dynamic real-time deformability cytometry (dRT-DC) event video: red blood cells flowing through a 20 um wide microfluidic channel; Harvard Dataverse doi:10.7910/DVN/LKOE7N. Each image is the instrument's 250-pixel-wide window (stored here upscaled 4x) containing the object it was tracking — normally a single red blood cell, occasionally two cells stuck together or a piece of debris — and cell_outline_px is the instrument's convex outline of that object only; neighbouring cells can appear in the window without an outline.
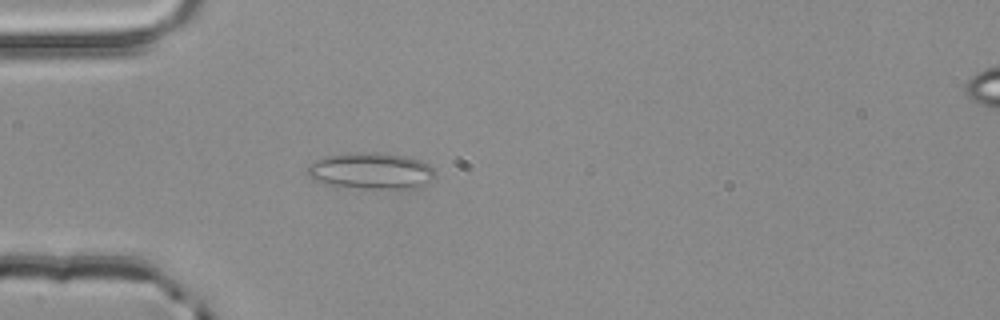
{"species": "common noctule bat (a hibernating species)", "species_latin": "Nyctalus noctula", "temperature_condition": "room temperature", "stored_images_in_passage": 2, "camera_frame_rate_fps": 3000, "um_per_image_px": 0.085, "animal": {"sex": "male", "body_mass_g": 20.4}, "frame": {"image": 1, "passage_image": 2, "time_ms": 0.333, "image_size_px": [1000, 320], "cell_outline_px": [[436, 172], [432, 176], [416, 188], [336, 188], [312, 180], [308, 176], [308, 168], [316, 160], [324, 156], [356, 152], [380, 152], [408, 156], [420, 160], [428, 164]], "centroid_in_image_um": [31.46, 14.52], "position_along_channel_um": 53.5, "area_um2": 27.28}}